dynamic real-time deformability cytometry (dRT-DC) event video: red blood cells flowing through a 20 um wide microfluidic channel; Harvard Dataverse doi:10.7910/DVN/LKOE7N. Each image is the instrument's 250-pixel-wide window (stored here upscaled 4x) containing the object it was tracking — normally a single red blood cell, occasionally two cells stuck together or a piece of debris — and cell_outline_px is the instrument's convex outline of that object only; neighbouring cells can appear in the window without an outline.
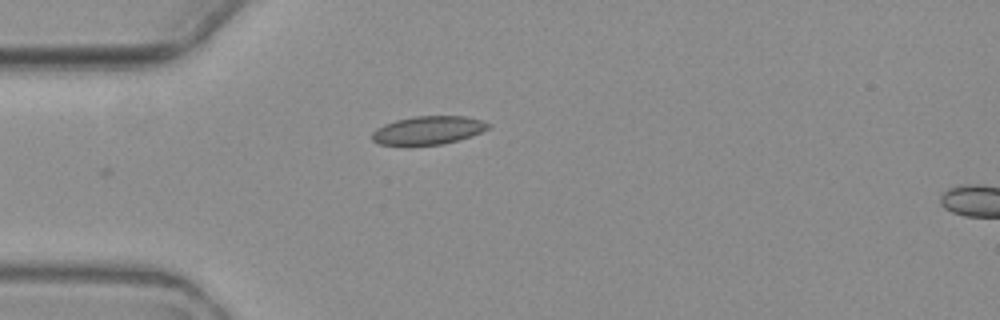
{"species": "common noctule bat (a hibernating species)", "species_latin": "Nyctalus noctula", "temperature_condition": "warm", "stored_images_in_passage": 2, "segment_of_instrument_passage": [1, 2], "camera_frame_rate_fps": 3000, "um_per_image_px": 0.085, "animal": {"sex": "female", "body_mass_g": 19.3, "forearm_length_mm": 54.1}, "frame": {"image": 1, "passage_image": 1, "time_ms": 0.0, "image_size_px": [1000, 320], "cell_outline_px": [[492, 124], [488, 128], [472, 136], [440, 144], [408, 148], [380, 144], [372, 140], [372, 132], [376, 128], [384, 124], [396, 120], [416, 116], [468, 116], [484, 120]], "centroid_in_image_um": [36.36, 11.1], "position_along_channel_um": 48.6, "area_um2": 19.83}}